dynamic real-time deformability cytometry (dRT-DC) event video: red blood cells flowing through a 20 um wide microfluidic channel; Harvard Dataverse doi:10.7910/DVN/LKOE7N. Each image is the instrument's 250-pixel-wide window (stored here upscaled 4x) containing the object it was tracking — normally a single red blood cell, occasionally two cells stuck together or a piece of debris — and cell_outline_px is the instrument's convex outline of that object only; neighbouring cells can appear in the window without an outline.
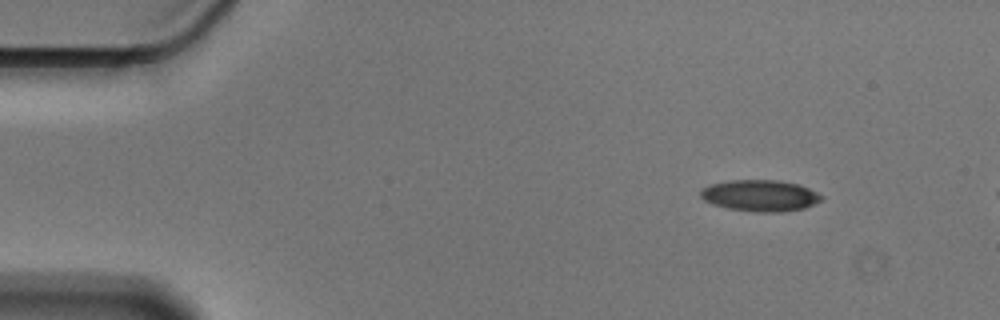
{"species": "Egyptian fruit bat (a non-hibernating species)", "species_latin": "Rousettus aegyptiacus", "temperature_condition": "cold", "stored_images_in_passage": 13, "camera_frame_rate_fps": 3000, "um_per_image_px": 0.085, "animal": {"sex": "male"}, "frame": {"image": 1, "passage_image": 6, "time_ms": 1.667, "image_size_px": [1000, 320], "cell_outline_px": [[824, 196], [820, 200], [804, 208], [780, 212], [756, 212], [728, 208], [712, 204], [704, 200], [700, 196], [700, 188], [712, 184], [728, 180], [780, 180], [796, 184], [808, 188]], "centroid_in_image_um": [64.57, 16.62], "position_along_channel_um": 20.4, "area_um2": 22.02}}